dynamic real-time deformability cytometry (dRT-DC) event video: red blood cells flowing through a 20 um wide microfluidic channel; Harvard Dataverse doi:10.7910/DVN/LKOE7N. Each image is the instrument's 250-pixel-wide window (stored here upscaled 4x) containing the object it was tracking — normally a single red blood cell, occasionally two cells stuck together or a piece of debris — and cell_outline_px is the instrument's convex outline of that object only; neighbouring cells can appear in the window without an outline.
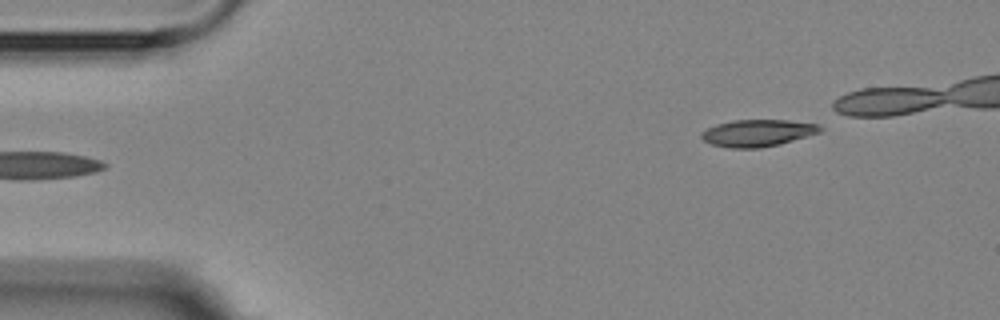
{"species": "Egyptian fruit bat (a non-hibernating species)", "species_latin": "Rousettus aegyptiacus", "temperature_condition": "room temperature", "stored_images_in_passage": 5, "camera_frame_rate_fps": 3000, "um_per_image_px": 0.085, "animal": {"sex": "female"}, "frame": {"image": 1, "passage_image": 1, "time_ms": 0.0, "image_size_px": [1000, 320], "cell_outline_px": [[824, 128], [820, 132], [808, 136], [780, 144], [760, 148], [732, 148], [712, 144], [704, 140], [700, 136], [700, 132], [716, 124], [732, 120], [788, 120], [816, 124]], "centroid_in_image_um": [64.39, 11.3], "position_along_channel_um": 20.6, "area_um2": 18.61}}